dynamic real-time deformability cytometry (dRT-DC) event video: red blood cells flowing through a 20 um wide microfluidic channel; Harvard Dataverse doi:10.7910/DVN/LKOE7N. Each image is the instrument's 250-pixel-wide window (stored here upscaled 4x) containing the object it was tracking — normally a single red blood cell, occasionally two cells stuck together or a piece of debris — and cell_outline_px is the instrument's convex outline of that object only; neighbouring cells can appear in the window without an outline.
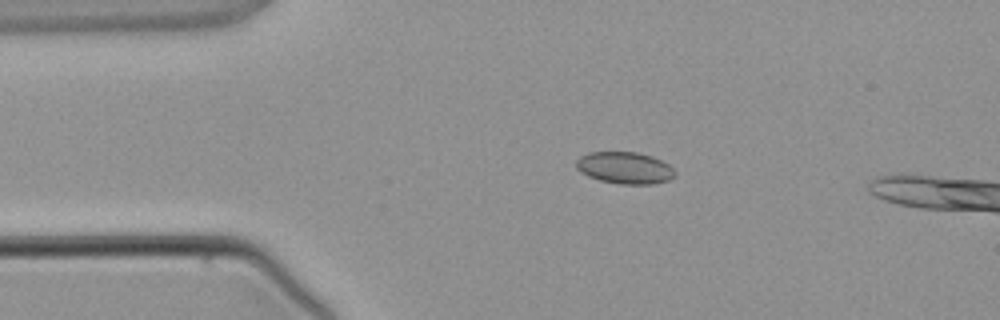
{"species": "common noctule bat (a hibernating species)", "species_latin": "Nyctalus noctula", "temperature_condition": "warm", "stored_images_in_passage": 4, "camera_frame_rate_fps": 3000, "um_per_image_px": 0.085, "animal": {"sex": "male", "body_mass_g": 21.5, "forearm_length_mm": 52.0}, "frame": {"image": 1, "passage_image": 2, "time_ms": 1.0, "image_size_px": [1000, 320], "cell_outline_px": [[676, 176], [668, 180], [652, 184], [620, 184], [600, 180], [588, 176], [580, 172], [576, 168], [576, 160], [580, 156], [588, 152], [636, 152], [652, 156], [668, 164], [676, 172]], "centroid_in_image_um": [53.09, 14.26], "position_along_channel_um": 31.9, "area_um2": 18.38}}